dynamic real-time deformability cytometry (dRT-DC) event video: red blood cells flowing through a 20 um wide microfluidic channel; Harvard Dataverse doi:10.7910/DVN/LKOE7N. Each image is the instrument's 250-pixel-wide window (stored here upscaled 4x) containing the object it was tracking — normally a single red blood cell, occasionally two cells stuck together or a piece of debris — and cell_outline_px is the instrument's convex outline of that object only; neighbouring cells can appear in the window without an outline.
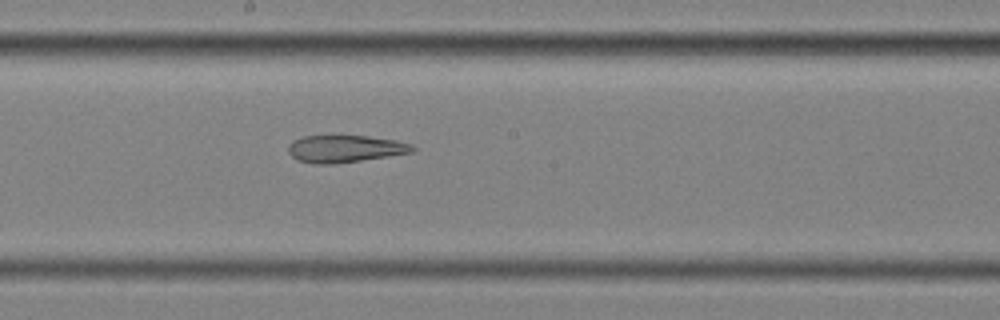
{"species": "common noctule bat (a hibernating species)", "species_latin": "Nyctalus noctula", "temperature_condition": "cold", "stored_images_in_passage": 9, "camera_frame_rate_fps": 3000, "um_per_image_px": 0.085, "animal": {"sex": "female", "body_mass_g": 25.1}, "frame": {"image": 1, "passage_image": 9, "time_ms": 2.667, "image_size_px": [1000, 320], "cell_outline_px": [[416, 148], [412, 152], [388, 156], [332, 164], [312, 164], [296, 160], [288, 152], [288, 144], [292, 140], [304, 136], [368, 136], [396, 140], [412, 144]], "centroid_in_image_um": [29.29, 12.64], "position_along_channel_um": 218.9, "area_um2": 19.71}}